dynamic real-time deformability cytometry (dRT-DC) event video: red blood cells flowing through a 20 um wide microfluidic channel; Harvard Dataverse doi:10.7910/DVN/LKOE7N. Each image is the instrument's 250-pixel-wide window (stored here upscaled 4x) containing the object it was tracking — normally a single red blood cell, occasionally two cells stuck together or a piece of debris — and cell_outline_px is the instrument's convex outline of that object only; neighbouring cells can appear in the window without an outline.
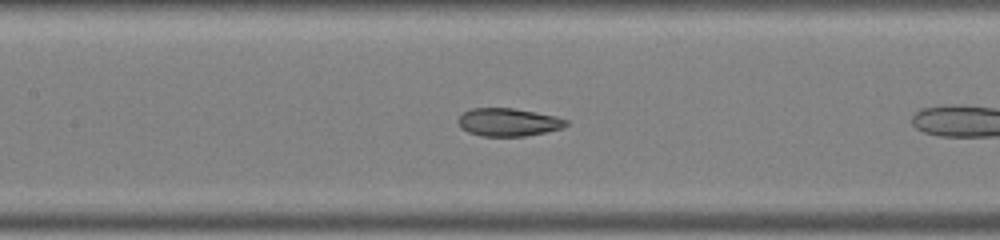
{"species": "common noctule bat (a hibernating species)", "species_latin": "Nyctalus noctula", "temperature_condition": "warm", "stored_images_in_passage": 6, "camera_frame_rate_fps": 3000, "um_per_image_px": 0.085, "animal": {"sex": "male", "body_mass_g": 19.0, "forearm_length_mm": 50.8}, "frame": {"image": 1, "passage_image": 5, "time_ms": 1.333, "image_size_px": [1000, 240], "cell_outline_px": [[568, 124], [564, 128], [524, 136], [480, 136], [468, 132], [460, 128], [456, 120], [464, 112], [472, 108], [512, 108], [556, 116], [568, 120]], "centroid_in_image_um": [43.19, 10.39], "position_along_channel_um": 164.2, "area_um2": 17.63}}